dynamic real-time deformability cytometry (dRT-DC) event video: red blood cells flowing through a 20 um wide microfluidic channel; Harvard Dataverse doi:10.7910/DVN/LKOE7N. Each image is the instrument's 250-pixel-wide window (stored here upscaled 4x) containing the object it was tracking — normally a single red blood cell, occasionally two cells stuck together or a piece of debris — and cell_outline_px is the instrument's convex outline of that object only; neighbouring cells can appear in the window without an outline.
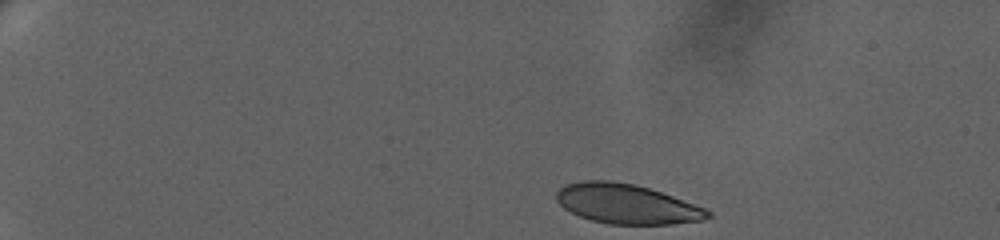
{"species": "human", "species_latin": "Homo sapiens", "temperature_condition": "warm", "stored_images_in_passage": 55, "camera_frame_rate_fps": 3000, "um_per_image_px": 0.085, "donor": {"sex": "female"}, "frame": {"image": 1, "passage_image": 1, "time_ms": 0.0, "image_size_px": [1000, 240], "cell_outline_px": [[712, 216], [704, 220], [672, 224], [608, 224], [592, 220], [580, 216], [564, 208], [556, 200], [556, 192], [564, 184], [584, 180], [612, 180], [632, 184], [648, 188], [672, 196], [704, 208], [712, 212]], "centroid_in_image_um": [53.25, 17.33], "position_along_channel_um": 31.8, "area_um2": 34.85}}
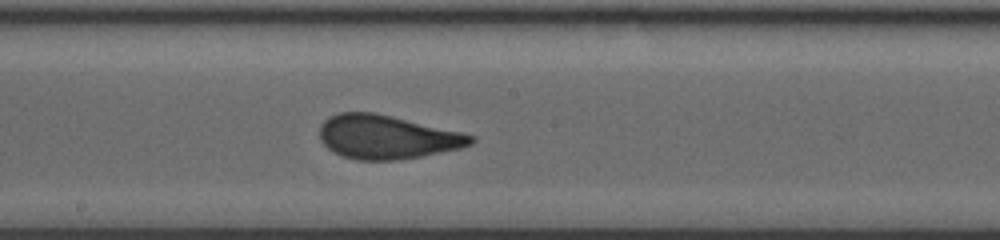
{"frame": {"image": 2, "passage_image": 29, "time_ms": 9.333, "image_size_px": [1000, 240], "cell_outline_px": [[476, 140], [472, 144], [460, 148], [420, 156], [396, 160], [356, 160], [344, 156], [328, 148], [320, 140], [320, 124], [328, 116], [340, 112], [372, 112], [392, 116], [460, 132], [476, 136]], "centroid_in_image_um": [32.87, 11.64], "position_along_channel_um": 215.3, "area_um2": 38.32}}
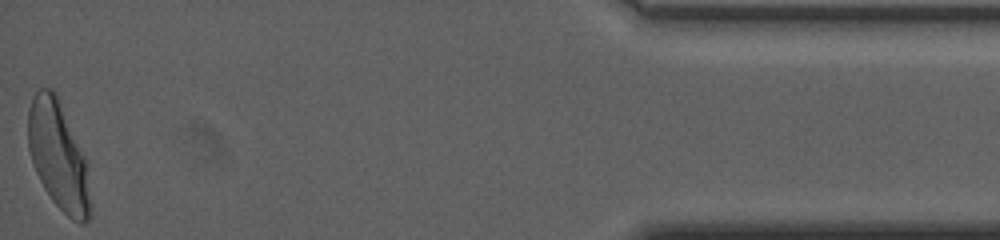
{"frame": {"image": 3, "passage_image": 55, "time_ms": 18.0, "image_size_px": [1000, 240], "cell_outline_px": [[92, 216], [84, 224], [80, 224], [72, 220], [52, 200], [44, 188], [32, 164], [28, 148], [28, 108], [32, 96], [40, 88], [52, 88], [56, 92], [88, 160], [92, 204]], "centroid_in_image_um": [5.01, 13.26], "position_along_channel_um": 430.2, "area_um2": 40.46}, "authors_computed_cell_mechanics": {"area_um2": 38.0324, "velocity_mm_per_s": 3.2324, "shape_relaxation_time_tau1_ms": 8.5293, "shape_relaxation_time_tau2_ms": null, "deformation_change_tau1": 0.2228, "deformation_change_tau2": null}}